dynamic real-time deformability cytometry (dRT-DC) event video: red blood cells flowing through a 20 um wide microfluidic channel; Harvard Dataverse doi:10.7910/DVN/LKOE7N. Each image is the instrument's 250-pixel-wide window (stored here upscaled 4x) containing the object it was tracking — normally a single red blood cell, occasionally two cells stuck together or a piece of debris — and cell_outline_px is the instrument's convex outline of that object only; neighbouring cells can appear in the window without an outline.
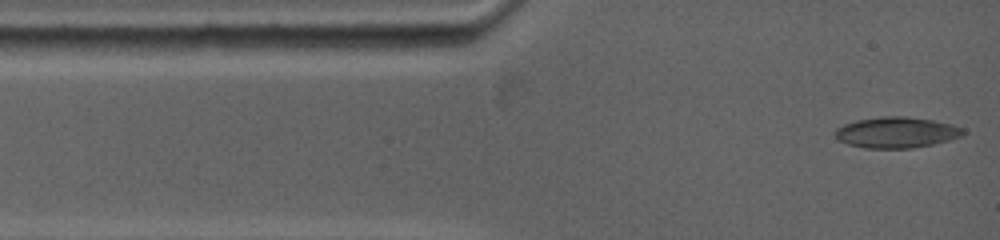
{"species": "common noctule bat (a hibernating species)", "species_latin": "Nyctalus noctula", "temperature_condition": "warm", "stored_images_in_passage": 43, "camera_frame_rate_fps": 5000, "um_per_image_px": 0.085, "animal": {"sex": "female", "body_mass_g": 19.0, "forearm_length_mm": 53.3}, "frame": {"image": 1, "passage_image": 1, "time_ms": 0.0, "image_size_px": [1000, 240], "cell_outline_px": [[968, 132], [960, 136], [948, 140], [932, 144], [912, 148], [864, 148], [848, 144], [840, 140], [836, 136], [836, 128], [844, 124], [856, 120], [880, 116], [904, 116], [932, 120], [952, 124], [964, 128]], "centroid_in_image_um": [76.22, 11.25], "position_along_channel_um": 8.8, "area_um2": 23.0}}
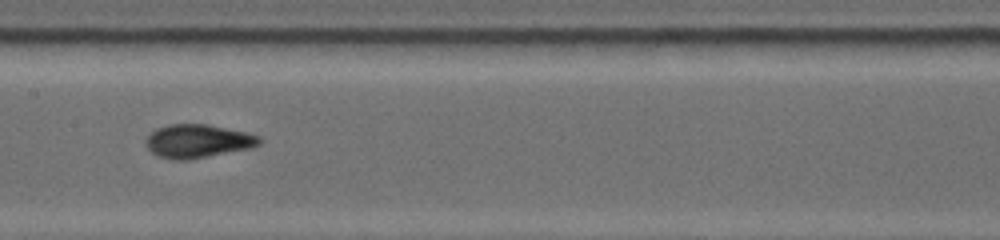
{"frame": {"image": 2, "passage_image": 19, "time_ms": 5.8, "image_size_px": [1000, 240], "cell_outline_px": [[260, 144], [252, 148], [184, 160], [172, 160], [160, 156], [152, 152], [148, 148], [144, 140], [156, 128], [168, 124], [208, 124], [244, 132], [260, 136]], "centroid_in_image_um": [16.79, 11.98], "position_along_channel_um": 190.6, "area_um2": 21.91}}
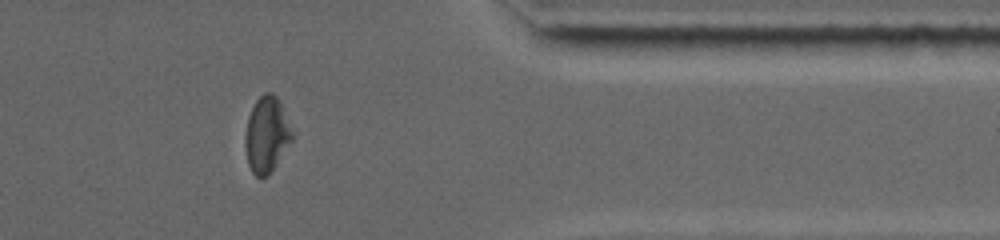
{"frame": {"image": 3, "passage_image": 36, "time_ms": 11.4, "image_size_px": [1000, 240], "cell_outline_px": [[292, 140], [268, 176], [260, 180], [252, 172], [248, 164], [244, 144], [244, 136], [248, 116], [256, 100], [264, 92], [272, 92], [280, 100], [292, 132]], "centroid_in_image_um": [22.64, 11.45], "position_along_channel_um": 388.8, "area_um2": 20.81}, "authors_computed_cell_mechanics": {"area_um2": 21.5016, "velocity_mm_per_s": 3.8364, "shape_relaxation_time_tau1_ms": 7.5124, "shape_relaxation_time_tau2_ms": 3.1258, "deformation_change_tau1": 0.2116, "deformation_change_tau2": 0.0859}}